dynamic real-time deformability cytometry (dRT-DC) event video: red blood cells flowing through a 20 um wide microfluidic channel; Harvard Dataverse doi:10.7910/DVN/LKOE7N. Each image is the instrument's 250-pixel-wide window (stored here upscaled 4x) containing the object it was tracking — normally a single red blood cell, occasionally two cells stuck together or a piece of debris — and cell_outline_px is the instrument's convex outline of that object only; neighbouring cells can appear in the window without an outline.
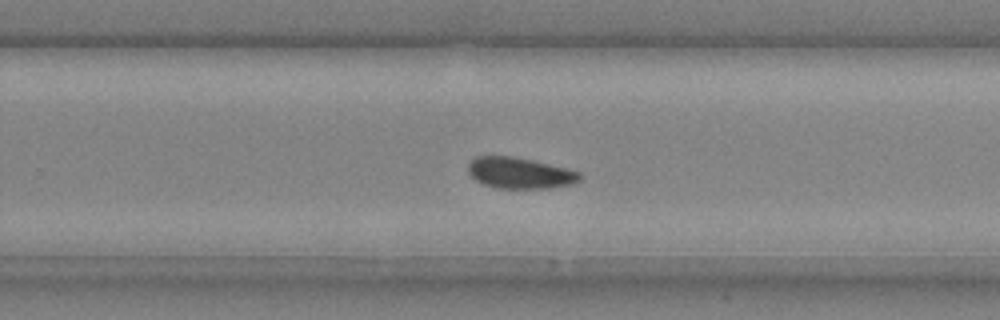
{"species": "common noctule bat (a hibernating species)", "species_latin": "Nyctalus noctula", "temperature_condition": "cold", "stored_images_in_passage": 28, "camera_frame_rate_fps": 3000, "um_per_image_px": 0.085, "animal": {"sex": "male", "body_mass_g": 20.4}, "frame": {"image": 1, "passage_image": 20, "time_ms": 6.333, "image_size_px": [1000, 320], "cell_outline_px": [[580, 180], [572, 184], [548, 188], [496, 188], [484, 184], [476, 180], [468, 172], [468, 164], [476, 156], [512, 156], [532, 160], [580, 172]], "centroid_in_image_um": [44.16, 14.71], "position_along_channel_um": 285.6, "area_um2": 20.0}}